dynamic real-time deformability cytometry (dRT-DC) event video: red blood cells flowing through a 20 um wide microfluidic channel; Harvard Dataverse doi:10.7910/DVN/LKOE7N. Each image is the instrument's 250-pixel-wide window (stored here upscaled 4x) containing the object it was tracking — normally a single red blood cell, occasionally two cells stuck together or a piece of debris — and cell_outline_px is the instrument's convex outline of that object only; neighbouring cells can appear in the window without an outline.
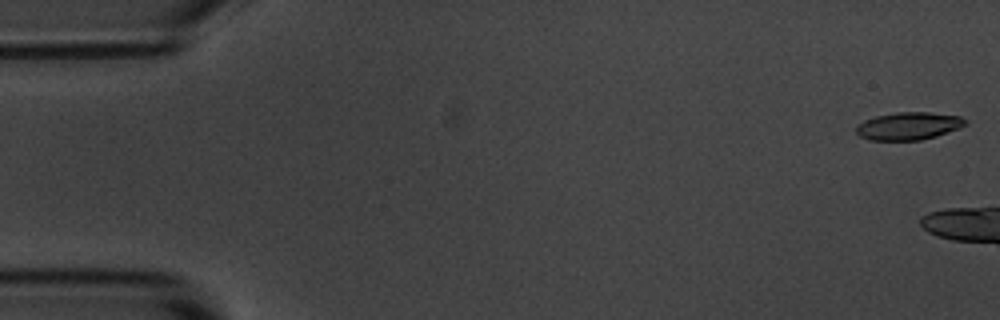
{"species": "common noctule bat (a hibernating species)", "species_latin": "Nyctalus noctula", "temperature_condition": "room temperature", "stored_images_in_passage": 8, "camera_frame_rate_fps": 3000, "um_per_image_px": 0.085, "animal": {"sex": "male", "body_mass_g": 20.1, "forearm_length_mm": 53.5}, "frame": {"image": 1, "passage_image": 1, "time_ms": 0.0, "image_size_px": [1000, 320], "cell_outline_px": [[968, 124], [960, 128], [936, 136], [920, 140], [868, 140], [860, 136], [856, 132], [856, 124], [864, 120], [876, 116], [896, 112], [928, 112], [960, 116]], "centroid_in_image_um": [77.21, 10.71], "position_along_channel_um": 7.8, "area_um2": 17.63}}